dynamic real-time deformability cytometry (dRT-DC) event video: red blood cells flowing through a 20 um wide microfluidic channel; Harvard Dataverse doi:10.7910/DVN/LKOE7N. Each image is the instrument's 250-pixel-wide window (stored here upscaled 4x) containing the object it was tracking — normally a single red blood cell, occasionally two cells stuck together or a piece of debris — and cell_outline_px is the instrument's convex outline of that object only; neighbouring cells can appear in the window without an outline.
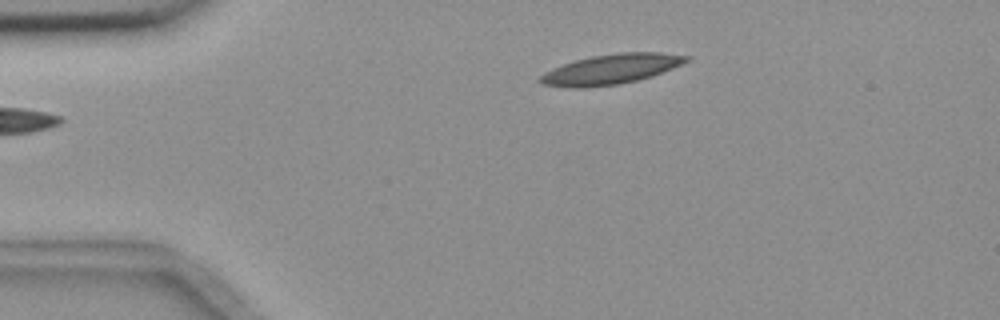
{"species": "common noctule bat (a hibernating species)", "species_latin": "Nyctalus noctula", "temperature_condition": "room temperature", "stored_images_in_passage": 4, "camera_frame_rate_fps": 3000, "um_per_image_px": 0.085, "animal": {"sex": "female", "body_mass_g": 18.4}, "frame": {"image": 1, "passage_image": 4, "time_ms": 4.333, "image_size_px": [1000, 320], "cell_outline_px": [[692, 60], [652, 76], [636, 80], [616, 84], [584, 88], [572, 88], [540, 84], [536, 80], [544, 72], [564, 64], [576, 60], [592, 56], [620, 52], [660, 52], [692, 56]], "centroid_in_image_um": [51.95, 5.88], "position_along_channel_um": 33.1, "area_um2": 25.55}}